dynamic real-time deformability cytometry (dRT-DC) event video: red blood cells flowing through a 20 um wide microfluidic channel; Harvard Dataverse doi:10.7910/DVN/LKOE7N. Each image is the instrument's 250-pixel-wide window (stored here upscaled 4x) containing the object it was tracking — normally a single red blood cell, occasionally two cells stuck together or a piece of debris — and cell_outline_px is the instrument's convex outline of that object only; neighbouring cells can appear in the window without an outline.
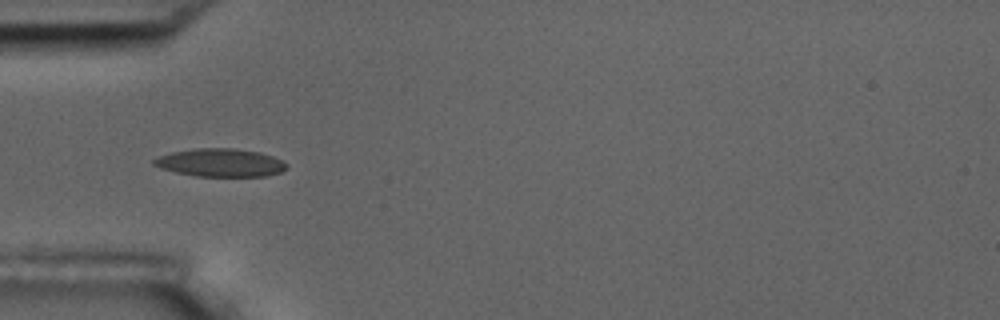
{"species": "common noctule bat (a hibernating species)", "species_latin": "Nyctalus noctula", "temperature_condition": "room temperature", "stored_images_in_passage": 6, "camera_frame_rate_fps": 3000, "um_per_image_px": 0.085, "animal": {"sex": "male", "body_mass_g": 17.5, "forearm_length_mm": 52.3}, "frame": {"image": 1, "passage_image": 4, "time_ms": 4.667, "image_size_px": [1000, 320], "cell_outline_px": [[288, 168], [280, 172], [268, 176], [196, 176], [176, 172], [160, 168], [152, 164], [152, 160], [160, 156], [172, 152], [196, 148], [232, 148], [260, 152], [284, 160], [288, 164]], "centroid_in_image_um": [18.77, 13.83], "position_along_channel_um": 66.2, "area_um2": 21.79}}